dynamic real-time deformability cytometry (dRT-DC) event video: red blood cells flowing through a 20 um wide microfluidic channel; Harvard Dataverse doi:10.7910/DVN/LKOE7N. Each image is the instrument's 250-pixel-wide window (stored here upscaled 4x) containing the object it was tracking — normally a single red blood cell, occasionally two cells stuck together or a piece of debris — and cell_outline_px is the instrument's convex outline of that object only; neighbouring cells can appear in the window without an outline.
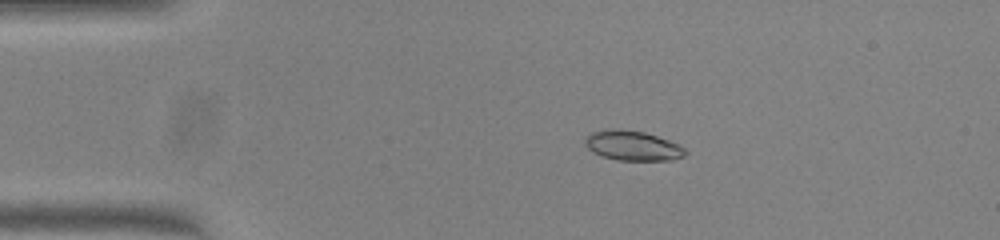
{"species": "common noctule bat (a hibernating species)", "species_latin": "Nyctalus noctula", "temperature_condition": "warm", "stored_images_in_passage": 51, "camera_frame_rate_fps": 3000, "um_per_image_px": 0.085, "animal": {"sex": "female", "body_mass_g": 23.0, "forearm_length_mm": 53.4}, "frame": {"image": 1, "passage_image": 10, "time_ms": 3.0, "image_size_px": [1000, 240], "cell_outline_px": [[688, 152], [684, 156], [672, 160], [620, 160], [604, 156], [592, 152], [584, 144], [584, 140], [592, 132], [612, 128], [620, 128], [644, 132], [680, 144]], "centroid_in_image_um": [53.79, 12.37], "position_along_channel_um": 31.2, "area_um2": 17.4}}
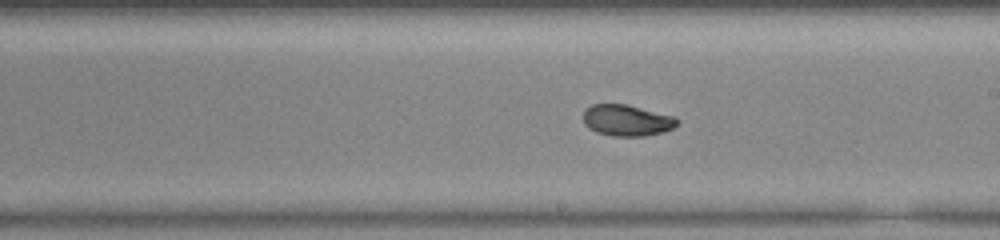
{"frame": {"image": 2, "passage_image": 29, "time_ms": 9.333, "image_size_px": [1000, 240], "cell_outline_px": [[680, 120], [672, 128], [660, 132], [644, 136], [612, 136], [596, 132], [588, 128], [584, 124], [584, 108], [592, 104], [624, 104], [676, 116]], "centroid_in_image_um": [53.26, 10.22], "position_along_channel_um": 235.7, "area_um2": 17.11}}
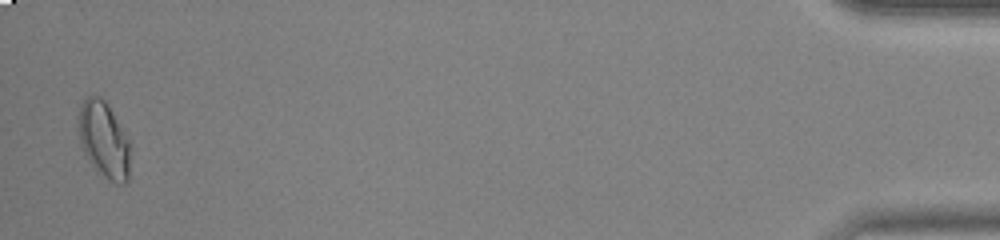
{"frame": {"image": 3, "passage_image": 50, "time_ms": 16.333, "image_size_px": [1000, 240], "cell_outline_px": [[128, 180], [124, 184], [116, 184], [96, 172], [88, 160], [84, 152], [80, 140], [80, 104], [88, 96], [100, 96], [108, 104], [128, 140]], "centroid_in_image_um": [8.82, 11.91], "position_along_channel_um": 426.4, "area_um2": 22.43}, "authors_computed_cell_mechanics": {"area_um2": 17.6868, "velocity_mm_per_s": 4.0387, "shape_relaxation_time_tau1_ms": 6.5477, "shape_relaxation_time_tau2_ms": 1.3673, "deformation_change_tau1": 0.17, "deformation_change_tau2": 0.0531}}